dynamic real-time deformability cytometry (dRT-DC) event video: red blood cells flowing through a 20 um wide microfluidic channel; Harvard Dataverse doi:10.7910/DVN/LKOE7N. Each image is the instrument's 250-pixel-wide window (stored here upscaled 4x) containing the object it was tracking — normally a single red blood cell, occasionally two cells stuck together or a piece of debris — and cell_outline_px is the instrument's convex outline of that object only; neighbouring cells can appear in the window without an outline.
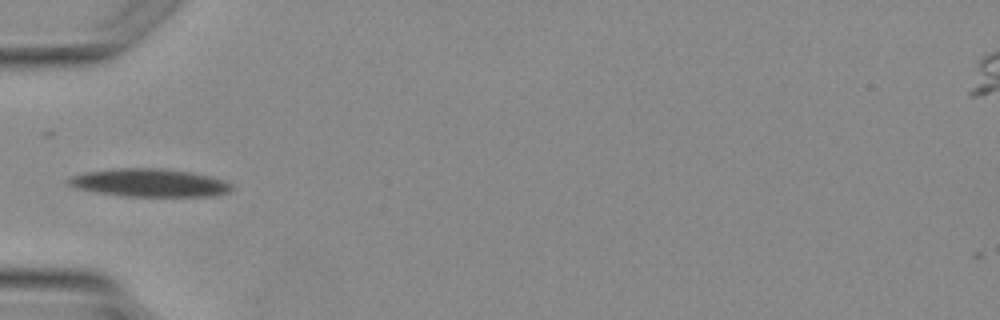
{"species": "Egyptian fruit bat (a non-hibernating species)", "species_latin": "Rousettus aegyptiacus", "temperature_condition": "warm", "stored_images_in_passage": 4, "camera_frame_rate_fps": 3000, "um_per_image_px": 0.085, "animal": {"sex": "female"}, "frame": {"image": 1, "passage_image": 4, "time_ms": 5.0, "image_size_px": [1000, 320], "cell_outline_px": [[232, 188], [228, 192], [212, 196], [124, 196], [96, 192], [72, 188], [64, 184], [64, 180], [72, 176], [84, 172], [112, 168], [164, 168], [192, 172], [212, 176], [228, 180], [232, 184]], "centroid_in_image_um": [12.66, 15.52], "position_along_channel_um": 72.3, "area_um2": 27.22}}